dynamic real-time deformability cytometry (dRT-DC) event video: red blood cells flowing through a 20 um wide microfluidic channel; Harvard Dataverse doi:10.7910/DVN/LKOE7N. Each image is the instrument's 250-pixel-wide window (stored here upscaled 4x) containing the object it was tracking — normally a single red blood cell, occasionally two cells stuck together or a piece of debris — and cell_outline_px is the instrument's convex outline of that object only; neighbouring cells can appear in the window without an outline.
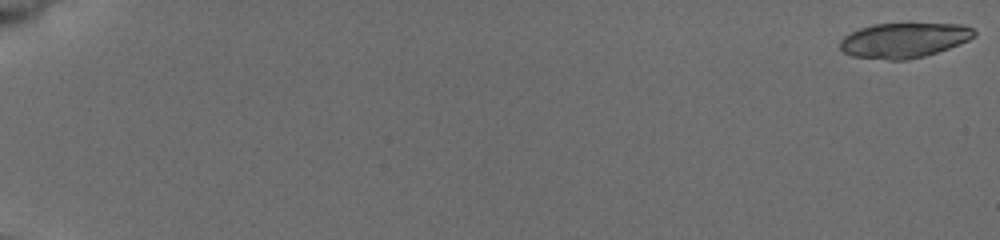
{"species": "common noctule bat (a hibernating species)", "species_latin": "Nyctalus noctula", "temperature_condition": "cold", "stored_images_in_passage": 18, "camera_frame_rate_fps": 3000, "um_per_image_px": 0.085, "animal": {"sex": "female", "body_mass_g": 19.5, "forearm_length_mm": 54.1}, "frame": {"image": 1, "passage_image": 1, "time_ms": 0.0, "image_size_px": [1000, 240], "cell_outline_px": [[976, 36], [960, 44], [924, 56], [904, 60], [888, 60], [852, 56], [844, 52], [840, 48], [840, 40], [844, 36], [860, 28], [872, 24], [964, 24], [972, 28], [976, 32]], "centroid_in_image_um": [76.84, 3.42], "position_along_channel_um": 8.2, "area_um2": 27.22}}
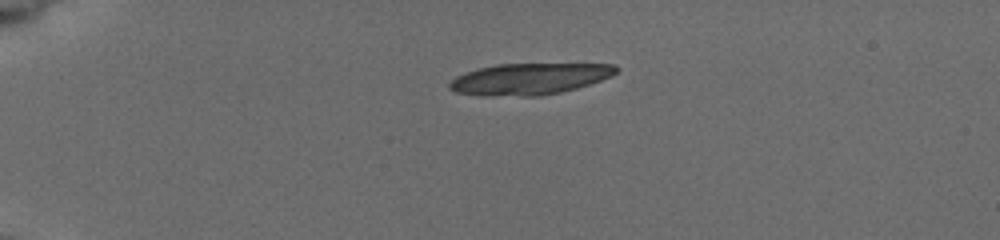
{"frame": {"image": 2, "passage_image": 12, "time_ms": 4.667, "image_size_px": [1000, 240], "cell_outline_px": [[620, 68], [612, 76], [576, 88], [560, 92], [540, 96], [484, 96], [456, 92], [448, 88], [448, 84], [456, 76], [480, 68], [496, 64], [616, 64]], "centroid_in_image_um": [45.0, 6.71], "position_along_channel_um": 40.0, "area_um2": 30.4}}